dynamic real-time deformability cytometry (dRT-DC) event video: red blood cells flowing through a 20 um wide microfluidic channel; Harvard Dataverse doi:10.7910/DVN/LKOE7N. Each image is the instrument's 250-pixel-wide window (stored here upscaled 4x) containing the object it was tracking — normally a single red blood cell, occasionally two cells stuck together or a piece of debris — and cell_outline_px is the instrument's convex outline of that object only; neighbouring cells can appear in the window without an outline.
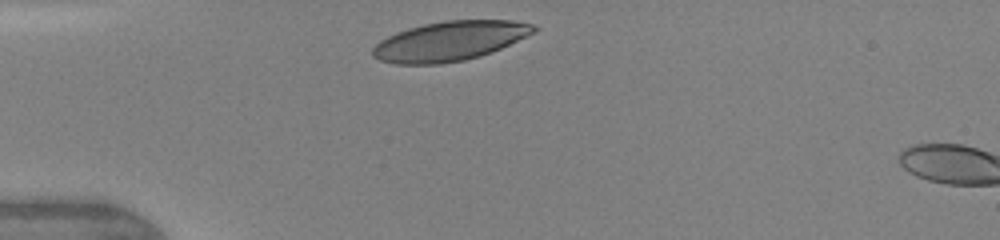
{"species": "human", "species_latin": "Homo sapiens", "temperature_condition": "warm", "stored_images_in_passage": 2, "camera_frame_rate_fps": 3000, "um_per_image_px": 0.085, "donor": {"sex": "female"}, "frame": {"image": 1, "passage_image": 1, "time_ms": 0.0, "image_size_px": [1000, 240], "cell_outline_px": [[540, 28], [536, 32], [492, 52], [480, 56], [464, 60], [440, 64], [396, 64], [380, 60], [372, 56], [372, 48], [380, 40], [396, 32], [408, 28], [424, 24], [444, 20], [512, 20], [532, 24]], "centroid_in_image_um": [38.23, 3.49], "position_along_channel_um": 46.8, "area_um2": 37.22}}